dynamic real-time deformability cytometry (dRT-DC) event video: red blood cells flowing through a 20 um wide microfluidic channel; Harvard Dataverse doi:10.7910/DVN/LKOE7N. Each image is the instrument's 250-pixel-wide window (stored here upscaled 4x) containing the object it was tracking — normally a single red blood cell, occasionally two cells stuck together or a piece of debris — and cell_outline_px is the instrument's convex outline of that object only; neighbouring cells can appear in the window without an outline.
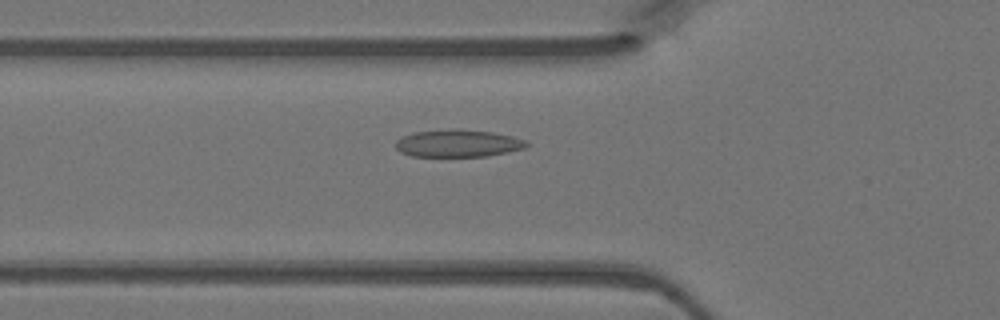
{"species": "Egyptian fruit bat (a non-hibernating species)", "species_latin": "Rousettus aegyptiacus", "temperature_condition": "warm", "stored_images_in_passage": 17, "camera_frame_rate_fps": 3000, "um_per_image_px": 0.085, "animal": {"sex": "female"}, "frame": {"image": 1, "passage_image": 13, "time_ms": 4.0, "image_size_px": [1000, 320], "cell_outline_px": [[528, 144], [524, 148], [508, 152], [488, 156], [412, 156], [400, 152], [396, 148], [396, 140], [412, 132], [452, 128], [492, 132], [512, 136], [524, 140]], "centroid_in_image_um": [38.9, 12.17], "position_along_channel_um": 86.9, "area_um2": 20.87}}
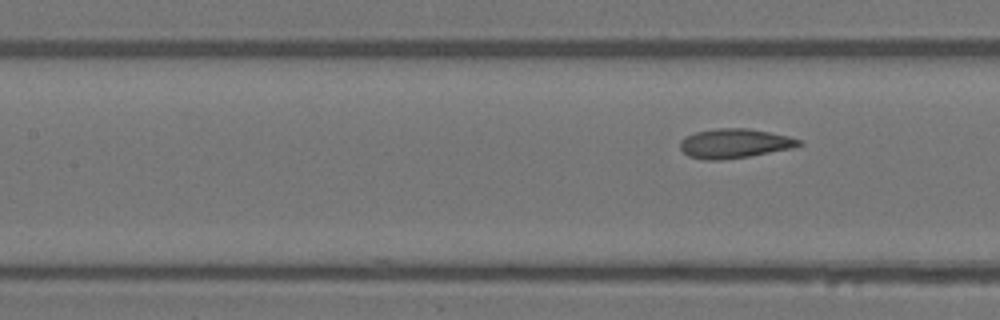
{"frame": {"image": 2, "passage_image": 17, "time_ms": 5.333, "image_size_px": [1000, 320], "cell_outline_px": [[804, 144], [792, 148], [748, 156], [720, 160], [704, 160], [688, 156], [680, 148], [680, 140], [696, 132], [716, 128], [748, 128], [788, 136], [800, 140]], "centroid_in_image_um": [62.42, 12.19], "position_along_channel_um": 145.0, "area_um2": 20.17}}